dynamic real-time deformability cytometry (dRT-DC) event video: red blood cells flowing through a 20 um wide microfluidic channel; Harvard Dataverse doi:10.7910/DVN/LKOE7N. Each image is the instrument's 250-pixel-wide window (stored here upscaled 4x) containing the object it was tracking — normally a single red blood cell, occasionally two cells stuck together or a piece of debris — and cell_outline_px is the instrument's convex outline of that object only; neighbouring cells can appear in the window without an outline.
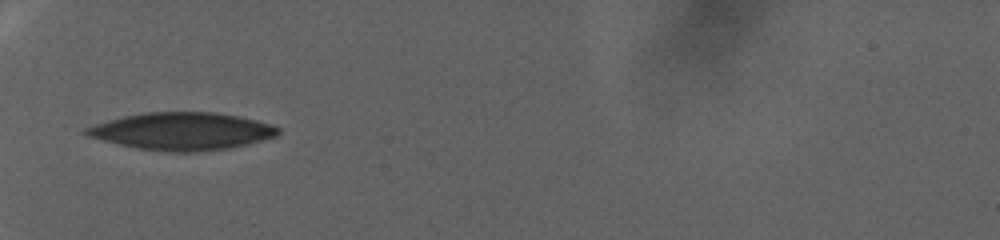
{"species": "human", "species_latin": "Homo sapiens", "temperature_condition": "warm", "stored_images_in_passage": 40, "camera_frame_rate_fps": 3000, "um_per_image_px": 0.085, "donor": {"sex": "female"}, "frame": {"image": 1, "passage_image": 1, "time_ms": 0.0, "image_size_px": [1000, 240], "cell_outline_px": [[280, 132], [276, 136], [228, 148], [196, 152], [168, 152], [140, 148], [120, 144], [88, 136], [84, 132], [84, 128], [108, 120], [124, 116], [144, 112], [216, 112], [256, 120], [272, 124], [280, 128]], "centroid_in_image_um": [15.48, 11.14], "position_along_channel_um": 69.5, "area_um2": 41.44}}
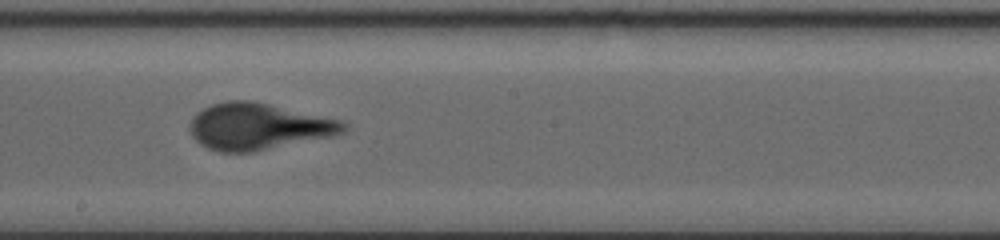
{"frame": {"image": 2, "passage_image": 24, "time_ms": 7.667, "image_size_px": [1000, 240], "cell_outline_px": [[348, 128], [344, 132], [336, 136], [252, 152], [220, 152], [208, 148], [200, 144], [192, 136], [192, 116], [196, 112], [212, 104], [228, 100], [252, 100], [344, 120], [348, 124]], "centroid_in_image_um": [22.04, 10.75], "position_along_channel_um": 226.2, "area_um2": 42.02}}
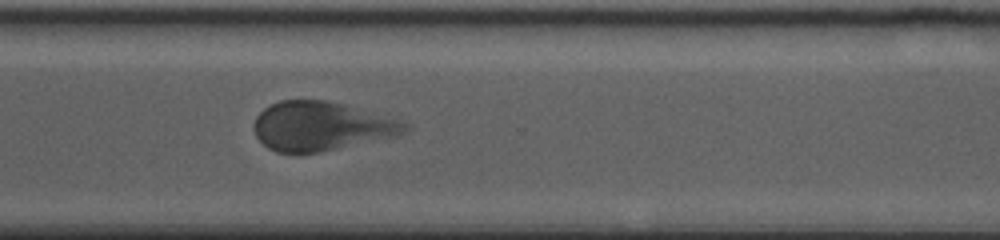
{"frame": {"image": 3, "passage_image": 40, "time_ms": 13.0, "image_size_px": [1000, 240], "cell_outline_px": [[412, 128], [408, 132], [400, 136], [320, 152], [276, 152], [268, 148], [256, 136], [252, 128], [252, 124], [256, 116], [264, 108], [280, 100], [324, 100], [404, 120]], "centroid_in_image_um": [27.35, 10.73], "position_along_channel_um": 343.3, "area_um2": 43.35}}